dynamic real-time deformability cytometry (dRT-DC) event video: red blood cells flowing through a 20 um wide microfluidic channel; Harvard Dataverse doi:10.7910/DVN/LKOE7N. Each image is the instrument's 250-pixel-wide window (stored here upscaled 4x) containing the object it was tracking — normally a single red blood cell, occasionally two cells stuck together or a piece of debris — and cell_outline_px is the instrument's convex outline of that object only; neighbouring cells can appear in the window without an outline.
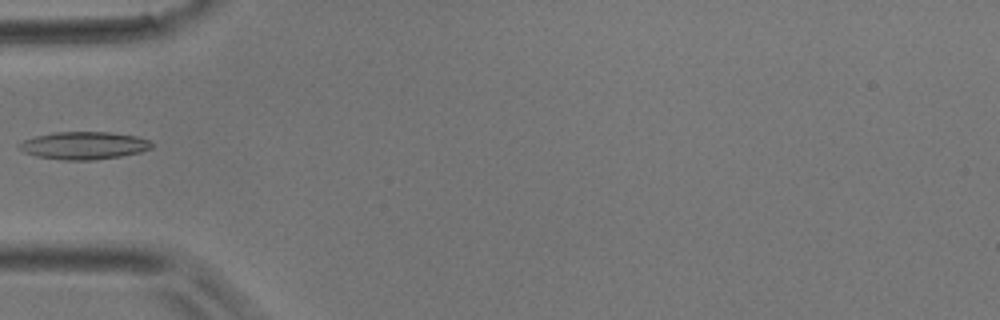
{"species": "common noctule bat (a hibernating species)", "species_latin": "Nyctalus noctula", "temperature_condition": "room temperature", "stored_images_in_passage": 4, "camera_frame_rate_fps": 3000, "um_per_image_px": 0.085, "animal": {"sex": "male", "body_mass_g": 17.9}, "frame": {"image": 1, "passage_image": 4, "time_ms": 1.0, "image_size_px": [1000, 320], "cell_outline_px": [[152, 148], [140, 152], [120, 156], [96, 160], [64, 160], [36, 156], [24, 152], [16, 148], [16, 144], [24, 140], [36, 136], [56, 132], [112, 132], [136, 136], [148, 140], [152, 144]], "centroid_in_image_um": [7.1, 12.37], "position_along_channel_um": 77.9, "area_um2": 21.39}}